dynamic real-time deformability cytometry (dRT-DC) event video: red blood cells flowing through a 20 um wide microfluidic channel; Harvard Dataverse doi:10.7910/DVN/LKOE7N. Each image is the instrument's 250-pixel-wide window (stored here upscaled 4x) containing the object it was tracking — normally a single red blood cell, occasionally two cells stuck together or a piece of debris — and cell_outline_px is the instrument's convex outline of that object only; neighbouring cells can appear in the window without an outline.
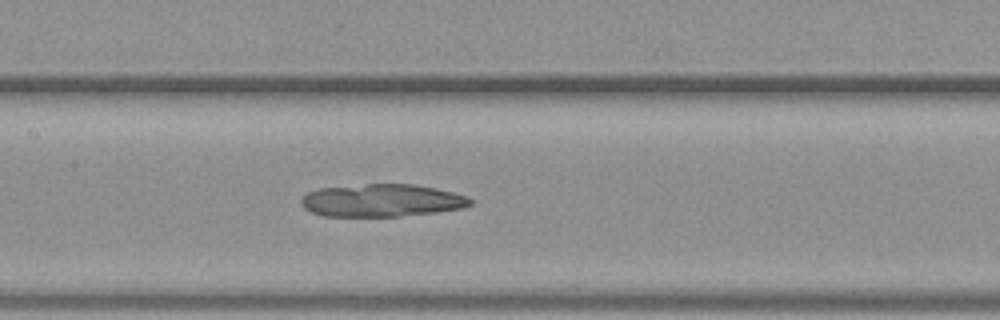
{"species": "common noctule bat (a hibernating species)", "species_latin": "Nyctalus noctula", "temperature_condition": "warm", "stored_images_in_passage": 39, "camera_frame_rate_fps": 3000, "um_per_image_px": 0.085, "animal": {"sex": "female", "body_mass_g": 19.3, "forearm_length_mm": 54.1}, "frame": {"image": 1, "passage_image": 11, "time_ms": 3.333, "image_size_px": [1000, 320], "cell_outline_px": [[472, 204], [464, 208], [436, 212], [400, 216], [324, 216], [312, 212], [304, 208], [300, 200], [308, 192], [320, 188], [368, 184], [412, 184], [436, 188], [468, 196], [472, 200]], "centroid_in_image_um": [32.48, 17.04], "position_along_channel_um": 174.9, "area_um2": 32.08}}
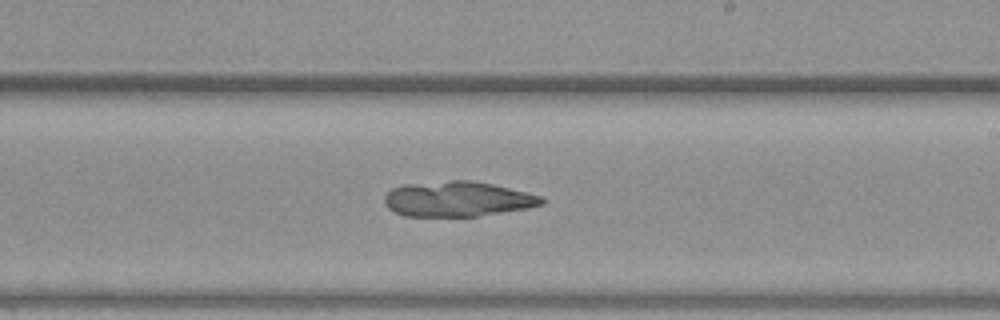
{"frame": {"image": 2, "passage_image": 17, "time_ms": 5.333, "image_size_px": [1000, 320], "cell_outline_px": [[544, 204], [528, 208], [476, 216], [404, 216], [388, 208], [384, 204], [384, 196], [392, 188], [404, 184], [452, 180], [472, 180], [492, 184], [544, 196]], "centroid_in_image_um": [38.89, 16.91], "position_along_channel_um": 250.1, "area_um2": 32.25}}
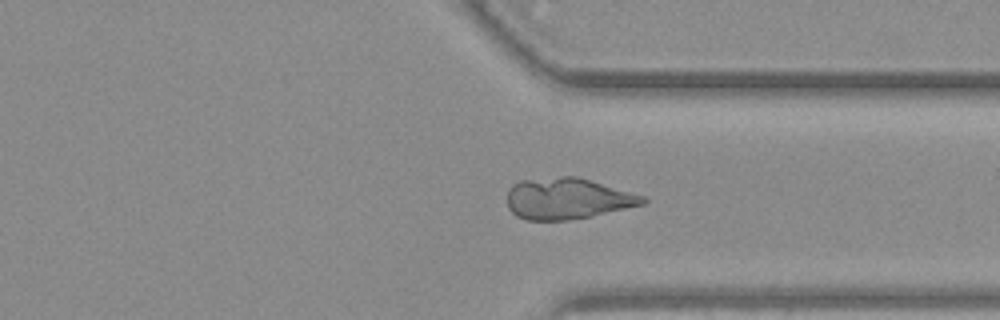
{"frame": {"image": 3, "passage_image": 26, "time_ms": 8.333, "image_size_px": [1000, 320], "cell_outline_px": [[648, 200], [644, 204], [592, 216], [568, 220], [524, 220], [516, 216], [508, 208], [508, 188], [512, 184], [520, 180], [560, 176], [576, 176], [644, 196]], "centroid_in_image_um": [48.19, 16.88], "position_along_channel_um": 363.2, "area_um2": 32.54}}